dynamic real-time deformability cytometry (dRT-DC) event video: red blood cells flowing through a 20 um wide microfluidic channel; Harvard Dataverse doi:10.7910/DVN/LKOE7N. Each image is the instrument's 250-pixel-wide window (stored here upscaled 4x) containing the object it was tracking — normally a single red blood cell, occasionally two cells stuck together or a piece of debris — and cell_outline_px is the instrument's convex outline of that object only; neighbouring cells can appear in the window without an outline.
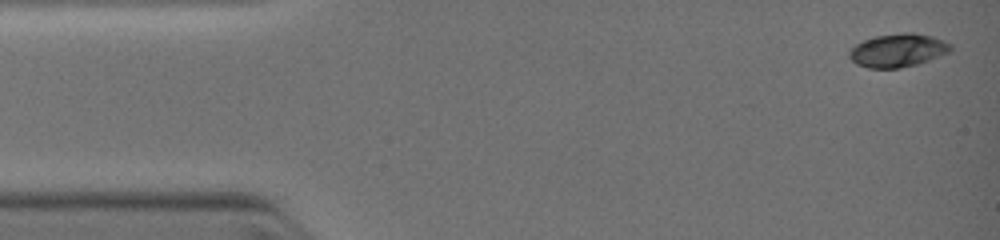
{"species": "common noctule bat (a hibernating species)", "species_latin": "Nyctalus noctula", "temperature_condition": "warm", "stored_images_in_passage": 44, "camera_frame_rate_fps": 3000, "um_per_image_px": 0.085, "animal": {"sex": "female", "body_mass_g": 19.0, "forearm_length_mm": 51.5}, "frame": {"image": 1, "passage_image": 1, "time_ms": 0.0, "image_size_px": [1000, 240], "cell_outline_px": [[952, 48], [948, 52], [928, 60], [916, 64], [900, 68], [868, 68], [856, 64], [848, 56], [848, 52], [856, 44], [864, 40], [876, 36], [904, 32], [912, 32], [932, 36], [944, 40], [952, 44]], "centroid_in_image_um": [76.31, 4.27], "position_along_channel_um": 8.7, "area_um2": 19.59}}
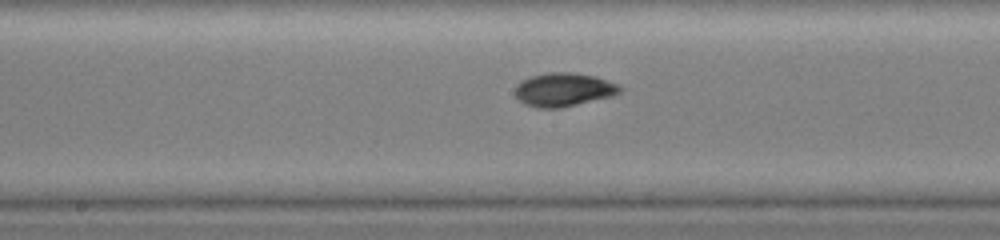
{"frame": {"image": 2, "passage_image": 23, "time_ms": 6.0, "image_size_px": [1000, 240], "cell_outline_px": [[624, 88], [620, 92], [612, 96], [560, 108], [536, 108], [524, 104], [516, 100], [516, 88], [524, 80], [532, 76], [548, 72], [572, 72], [596, 76], [620, 84]], "centroid_in_image_um": [47.95, 7.62], "position_along_channel_um": 200.2, "area_um2": 20.58}}
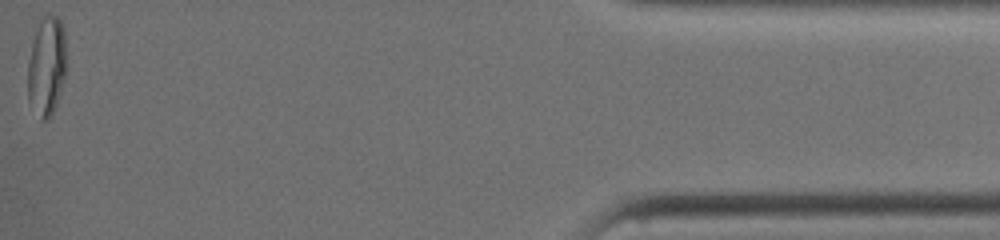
{"frame": {"image": 3, "passage_image": 43, "time_ms": 12.333, "image_size_px": [1000, 240], "cell_outline_px": [[68, 68], [52, 116], [48, 120], [40, 120], [28, 104], [28, 60], [32, 44], [40, 20], [44, 12], [52, 12], [60, 20], [64, 28], [68, 64]], "centroid_in_image_um": [3.99, 5.62], "position_along_channel_um": 431.2, "area_um2": 23.24}}